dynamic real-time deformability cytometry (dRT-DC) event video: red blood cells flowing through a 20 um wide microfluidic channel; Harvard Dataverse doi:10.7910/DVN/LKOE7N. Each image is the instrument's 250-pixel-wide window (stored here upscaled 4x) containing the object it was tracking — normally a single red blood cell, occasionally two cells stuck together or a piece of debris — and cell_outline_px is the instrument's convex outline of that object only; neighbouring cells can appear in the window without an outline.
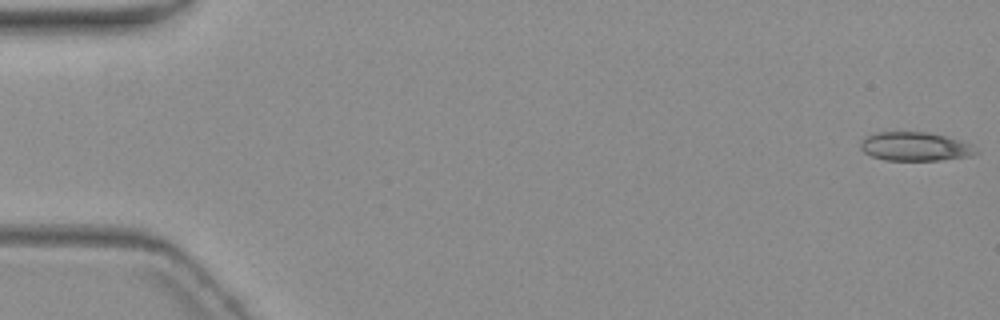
{"species": "common noctule bat (a hibernating species)", "species_latin": "Nyctalus noctula", "temperature_condition": "warm", "stored_images_in_passage": 5, "camera_frame_rate_fps": 3000, "um_per_image_px": 0.085, "animal": {"sex": "female", "body_mass_g": 19.3, "forearm_length_mm": 54.1}, "frame": {"image": 1, "passage_image": 1, "time_ms": 0.0, "image_size_px": [1000, 320], "cell_outline_px": [[980, 152], [972, 156], [940, 160], [884, 160], [872, 156], [864, 152], [860, 148], [860, 140], [876, 132], [928, 132], [960, 140], [972, 144]], "centroid_in_image_um": [77.81, 12.46], "position_along_channel_um": 7.2, "area_um2": 19.48}}
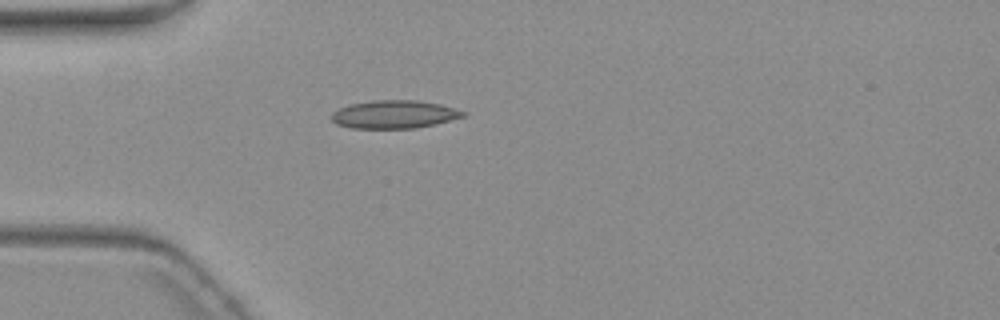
{"frame": {"image": 2, "passage_image": 4, "time_ms": 7.667, "image_size_px": [1000, 320], "cell_outline_px": [[468, 112], [464, 116], [436, 124], [416, 128], [352, 128], [336, 124], [332, 120], [332, 112], [340, 108], [352, 104], [372, 100], [416, 100], [440, 104]], "centroid_in_image_um": [33.53, 9.72], "position_along_channel_um": 51.5, "area_um2": 21.44}}